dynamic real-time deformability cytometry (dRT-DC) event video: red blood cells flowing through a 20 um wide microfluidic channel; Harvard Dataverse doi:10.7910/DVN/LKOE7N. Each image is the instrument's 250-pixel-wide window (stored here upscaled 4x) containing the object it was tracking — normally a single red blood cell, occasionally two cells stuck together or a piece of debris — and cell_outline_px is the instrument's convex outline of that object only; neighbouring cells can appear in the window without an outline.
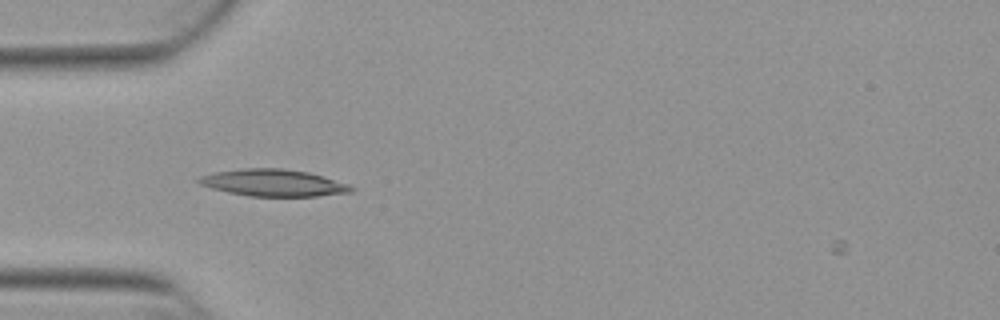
{"species": "Egyptian fruit bat (a non-hibernating species)", "species_latin": "Rousettus aegyptiacus", "temperature_condition": "warm", "stored_images_in_passage": 11, "camera_frame_rate_fps": 3000, "um_per_image_px": 0.085, "animal": {"sex": "female"}, "frame": {"image": 1, "passage_image": 5, "time_ms": 1.333, "image_size_px": [1000, 320], "cell_outline_px": [[356, 188], [352, 192], [316, 196], [248, 196], [228, 192], [212, 188], [200, 184], [196, 180], [200, 176], [216, 172], [244, 168], [280, 168], [308, 172], [348, 184]], "centroid_in_image_um": [23.24, 15.54], "position_along_channel_um": 61.8, "area_um2": 23.7}}
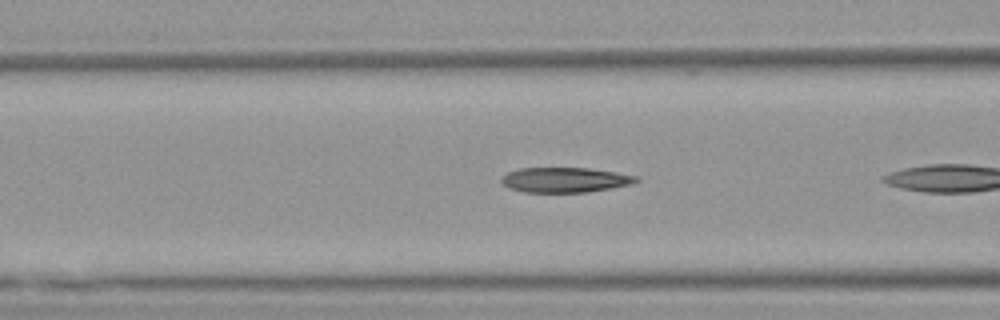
{"frame": {"image": 2, "passage_image": 7, "time_ms": 2.0, "image_size_px": [1000, 320], "cell_outline_px": [[640, 180], [632, 184], [612, 188], [584, 192], [524, 192], [508, 188], [500, 180], [508, 172], [520, 168], [588, 168], [616, 172], [640, 176]], "centroid_in_image_um": [48.06, 15.29], "position_along_channel_um": 118.5, "area_um2": 19.65}}
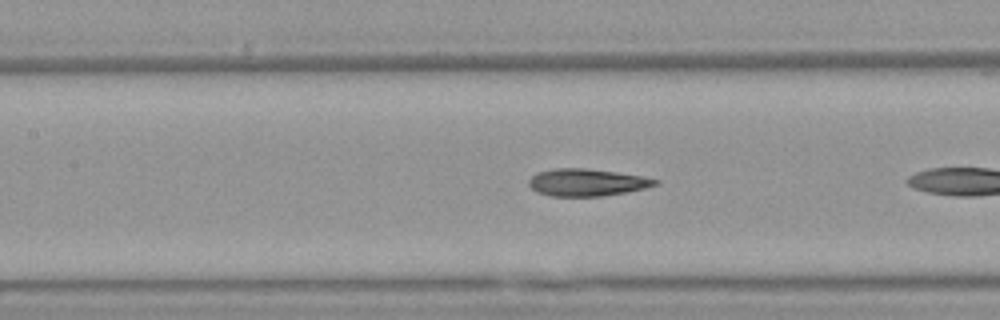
{"frame": {"image": 3, "passage_image": 10, "time_ms": 3.0, "image_size_px": [1000, 320], "cell_outline_px": [[660, 184], [644, 188], [624, 192], [600, 196], [548, 196], [536, 192], [528, 184], [528, 180], [536, 172], [552, 168], [588, 168], [616, 172], [640, 176], [660, 180]], "centroid_in_image_um": [49.83, 15.5], "position_along_channel_um": 157.6, "area_um2": 20.11}}